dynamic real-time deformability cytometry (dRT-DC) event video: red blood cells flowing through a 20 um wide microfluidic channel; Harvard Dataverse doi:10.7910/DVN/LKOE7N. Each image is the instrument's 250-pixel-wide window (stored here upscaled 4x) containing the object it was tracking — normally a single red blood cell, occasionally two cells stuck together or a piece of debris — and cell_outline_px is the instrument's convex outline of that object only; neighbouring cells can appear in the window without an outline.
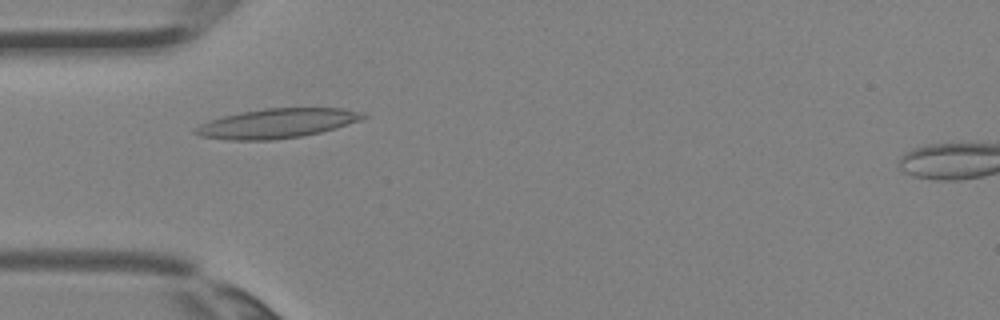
{"species": "Egyptian fruit bat (a non-hibernating species)", "species_latin": "Rousettus aegyptiacus", "temperature_condition": "room temperature", "stored_images_in_passage": 3, "camera_frame_rate_fps": 3000, "um_per_image_px": 0.085, "animal": {"sex": "female"}, "frame": {"image": 1, "passage_image": 3, "time_ms": 0.667, "image_size_px": [1000, 320], "cell_outline_px": [[368, 116], [360, 120], [320, 132], [300, 136], [276, 140], [228, 140], [200, 136], [192, 132], [200, 124], [224, 116], [240, 112], [264, 108], [340, 108], [364, 112]], "centroid_in_image_um": [23.54, 10.48], "position_along_channel_um": 61.5, "area_um2": 28.61}}